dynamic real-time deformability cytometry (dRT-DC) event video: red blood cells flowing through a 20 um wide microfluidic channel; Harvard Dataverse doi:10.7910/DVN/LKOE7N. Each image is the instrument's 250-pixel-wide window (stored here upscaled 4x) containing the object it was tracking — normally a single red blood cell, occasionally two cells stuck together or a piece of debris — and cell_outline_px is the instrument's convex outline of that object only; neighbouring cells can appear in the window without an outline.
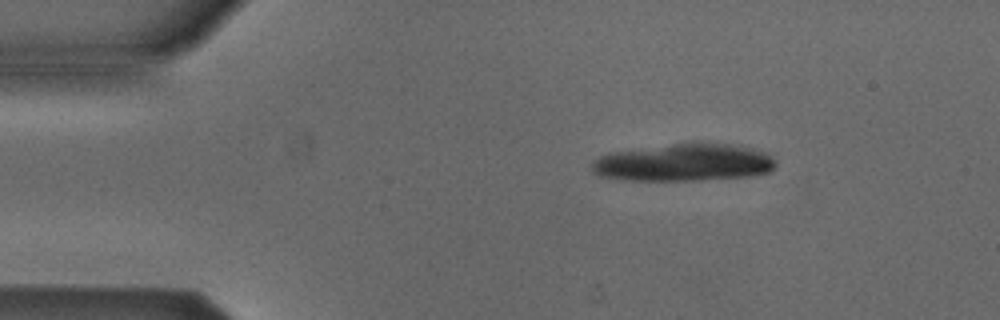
{"species": "Egyptian fruit bat (a non-hibernating species)", "species_latin": "Rousettus aegyptiacus", "temperature_condition": "cold", "stored_images_in_passage": 4, "camera_frame_rate_fps": 3000, "um_per_image_px": 0.085, "animal": {"sex": "male"}, "frame": {"image": 1, "passage_image": 1, "time_ms": 0.0, "image_size_px": [1000, 320], "cell_outline_px": [[776, 164], [772, 172], [752, 176], [700, 180], [628, 180], [600, 176], [592, 172], [592, 160], [608, 152], [696, 140], [728, 144], [752, 148], [768, 152], [776, 160]], "centroid_in_image_um": [58.17, 13.79], "position_along_channel_um": 26.8, "area_um2": 41.21}}